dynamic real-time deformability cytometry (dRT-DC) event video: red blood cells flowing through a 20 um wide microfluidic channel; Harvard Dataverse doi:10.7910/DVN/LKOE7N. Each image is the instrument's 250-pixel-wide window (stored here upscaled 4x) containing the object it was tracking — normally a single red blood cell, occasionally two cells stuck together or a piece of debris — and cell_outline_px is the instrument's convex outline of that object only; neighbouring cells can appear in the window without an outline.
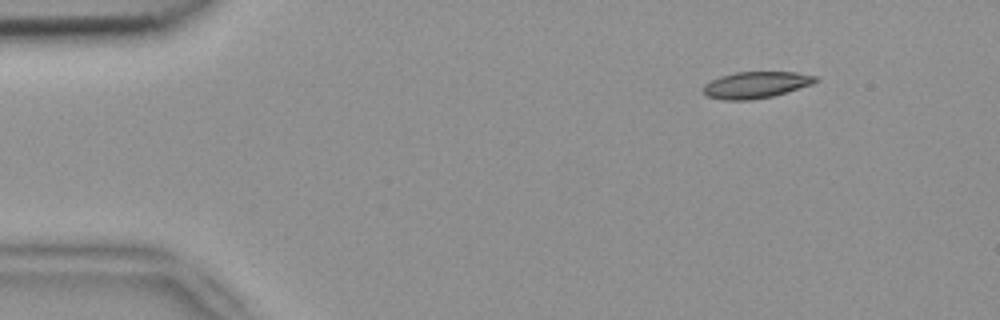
{"species": "common noctule bat (a hibernating species)", "species_latin": "Nyctalus noctula", "temperature_condition": "room temperature", "stored_images_in_passage": 5, "camera_frame_rate_fps": 3000, "um_per_image_px": 0.085, "animal": {"sex": "female", "body_mass_g": 18.4}, "frame": {"image": 1, "passage_image": 1, "time_ms": 0.0, "image_size_px": [1000, 320], "cell_outline_px": [[820, 80], [812, 84], [772, 96], [752, 100], [724, 100], [708, 96], [704, 92], [704, 84], [720, 76], [736, 72], [796, 72], [816, 76]], "centroid_in_image_um": [64.27, 7.21], "position_along_channel_um": 20.7, "area_um2": 17.22}}
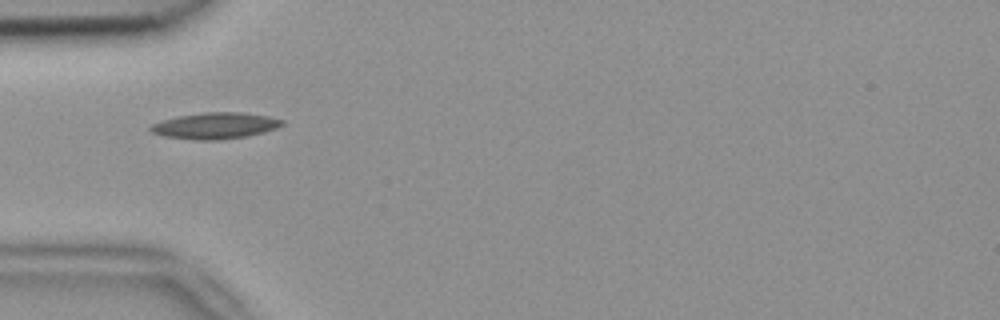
{"frame": {"image": 2, "passage_image": 4, "time_ms": 1.0, "image_size_px": [1000, 320], "cell_outline_px": [[284, 124], [276, 128], [264, 132], [244, 136], [220, 140], [192, 140], [164, 136], [152, 132], [148, 128], [152, 124], [176, 116], [204, 112], [240, 112], [268, 116], [284, 120]], "centroid_in_image_um": [18.28, 10.68], "position_along_channel_um": 66.7, "area_um2": 20.11}}